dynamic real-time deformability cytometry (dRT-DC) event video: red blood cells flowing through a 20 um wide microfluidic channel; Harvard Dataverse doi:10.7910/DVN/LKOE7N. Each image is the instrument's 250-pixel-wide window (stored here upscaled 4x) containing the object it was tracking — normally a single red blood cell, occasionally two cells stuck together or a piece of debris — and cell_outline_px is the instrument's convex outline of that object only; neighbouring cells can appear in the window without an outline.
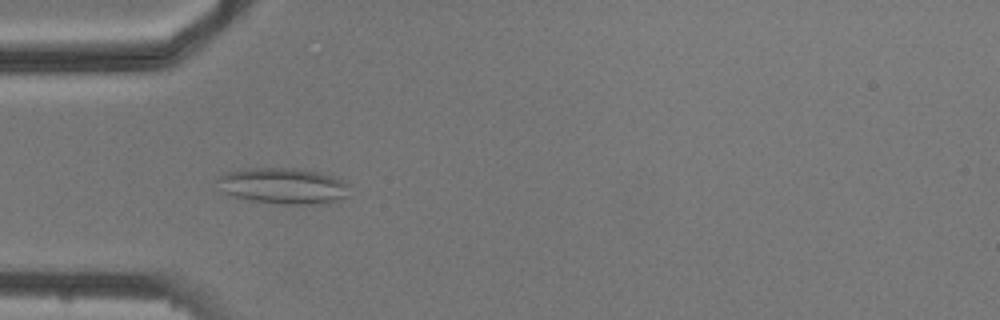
{"species": "common noctule bat (a hibernating species)", "species_latin": "Nyctalus noctula", "temperature_condition": "cold", "stored_images_in_passage": 8, "camera_frame_rate_fps": 3000, "um_per_image_px": 0.085, "animal": {"sex": "male", "body_mass_g": 20.5, "forearm_length_mm": 52.5}, "frame": {"image": 1, "passage_image": 3, "time_ms": 2.333, "image_size_px": [1000, 320], "cell_outline_px": [[348, 196], [328, 204], [280, 204], [248, 200], [232, 196], [220, 192], [216, 180], [220, 176], [228, 172], [244, 168], [304, 168], [320, 172], [332, 176], [348, 184]], "centroid_in_image_um": [24.05, 15.8], "position_along_channel_um": 61.0, "area_um2": 28.21}}
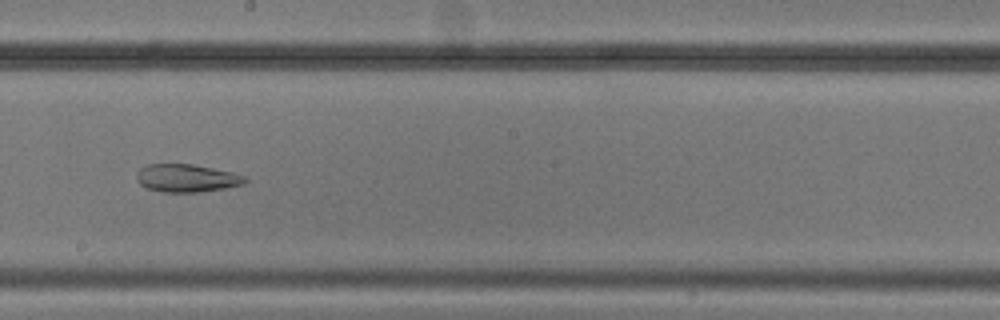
{"frame": {"image": 2, "passage_image": 7, "time_ms": 7.0, "image_size_px": [1000, 320], "cell_outline_px": [[248, 180], [244, 184], [224, 188], [200, 192], [164, 192], [148, 188], [140, 184], [136, 180], [136, 172], [140, 168], [148, 164], [192, 164], [232, 172], [244, 176]], "centroid_in_image_um": [15.85, 15.14], "position_along_channel_um": 232.4, "area_um2": 17.57}}
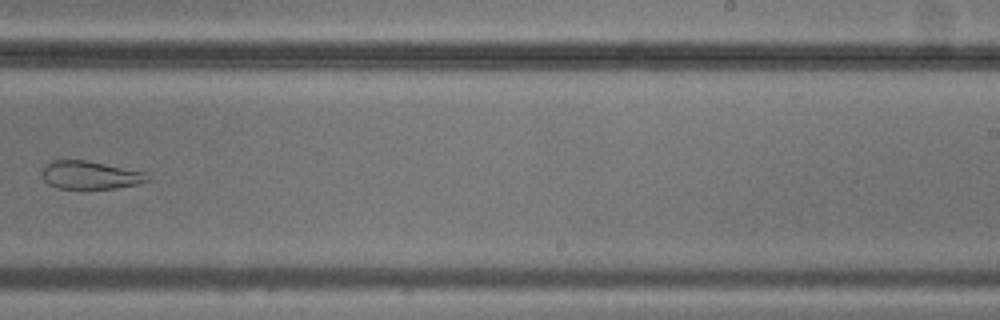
{"frame": {"image": 3, "passage_image": 8, "time_ms": 8.333, "image_size_px": [1000, 320], "cell_outline_px": [[152, 180], [136, 184], [116, 188], [56, 188], [48, 184], [44, 180], [44, 164], [52, 160], [88, 160], [144, 172]], "centroid_in_image_um": [7.66, 14.87], "position_along_channel_um": 281.3, "area_um2": 17.11}}